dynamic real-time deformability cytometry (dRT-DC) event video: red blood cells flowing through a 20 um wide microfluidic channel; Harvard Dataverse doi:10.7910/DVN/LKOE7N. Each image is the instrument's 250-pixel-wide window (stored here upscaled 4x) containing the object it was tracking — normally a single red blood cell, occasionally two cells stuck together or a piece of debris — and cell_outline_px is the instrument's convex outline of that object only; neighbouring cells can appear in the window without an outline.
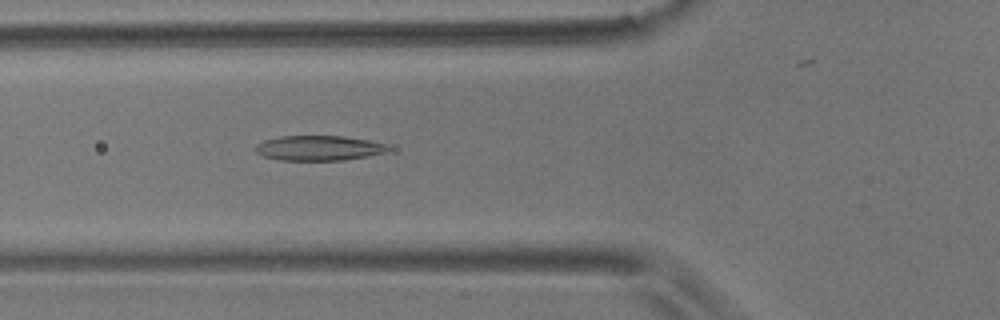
{"species": "common noctule bat (a hibernating species)", "species_latin": "Nyctalus noctula", "temperature_condition": "room temperature", "stored_images_in_passage": 50, "camera_frame_rate_fps": 3000, "um_per_image_px": 0.085, "animal": {"sex": "male", "body_mass_g": 17.9}, "frame": {"image": 1, "passage_image": 14, "time_ms": 4.333, "image_size_px": [1000, 320], "cell_outline_px": [[388, 148], [384, 152], [368, 156], [344, 160], [280, 160], [264, 156], [256, 152], [256, 144], [264, 140], [280, 136], [344, 136], [368, 140], [384, 144]], "centroid_in_image_um": [27.05, 12.58], "position_along_channel_um": 98.8, "area_um2": 19.07}}
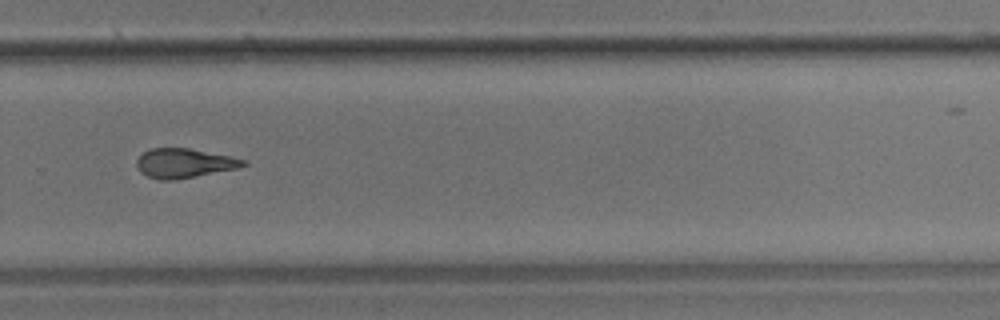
{"frame": {"image": 2, "passage_image": 32, "time_ms": 10.333, "image_size_px": [1000, 320], "cell_outline_px": [[248, 164], [236, 168], [172, 180], [160, 180], [148, 176], [140, 172], [136, 164], [136, 160], [144, 152], [152, 148], [188, 148], [248, 160]], "centroid_in_image_um": [15.63, 13.86], "position_along_channel_um": 314.2, "area_um2": 17.86}}
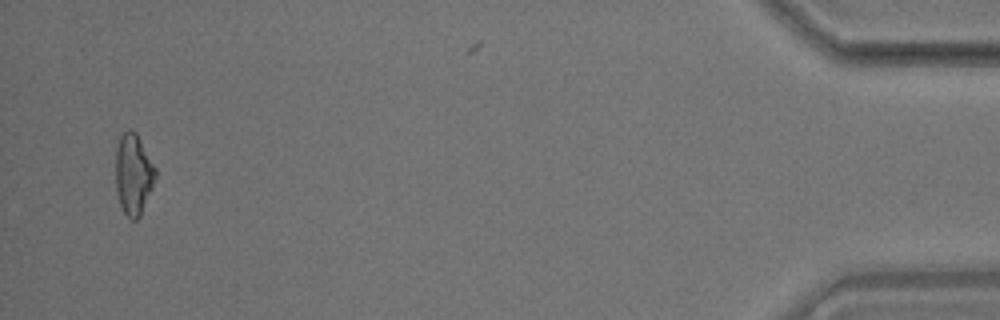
{"frame": {"image": 3, "passage_image": 48, "time_ms": 15.667, "image_size_px": [1000, 320], "cell_outline_px": [[156, 176], [152, 188], [140, 216], [136, 220], [132, 220], [124, 212], [120, 204], [116, 192], [116, 148], [120, 136], [128, 128], [132, 128], [136, 132], [156, 168]], "centroid_in_image_um": [11.34, 14.78], "position_along_channel_um": 423.9, "area_um2": 18.79}, "authors_computed_cell_mechanics": {"area_um2": 18.8717, "velocity_mm_per_s": 3.5888, "shape_relaxation_time_tau1_ms": null, "shape_relaxation_time_tau2_ms": 3.919, "deformation_change_tau1": null, "deformation_change_tau2": 0.1392}}